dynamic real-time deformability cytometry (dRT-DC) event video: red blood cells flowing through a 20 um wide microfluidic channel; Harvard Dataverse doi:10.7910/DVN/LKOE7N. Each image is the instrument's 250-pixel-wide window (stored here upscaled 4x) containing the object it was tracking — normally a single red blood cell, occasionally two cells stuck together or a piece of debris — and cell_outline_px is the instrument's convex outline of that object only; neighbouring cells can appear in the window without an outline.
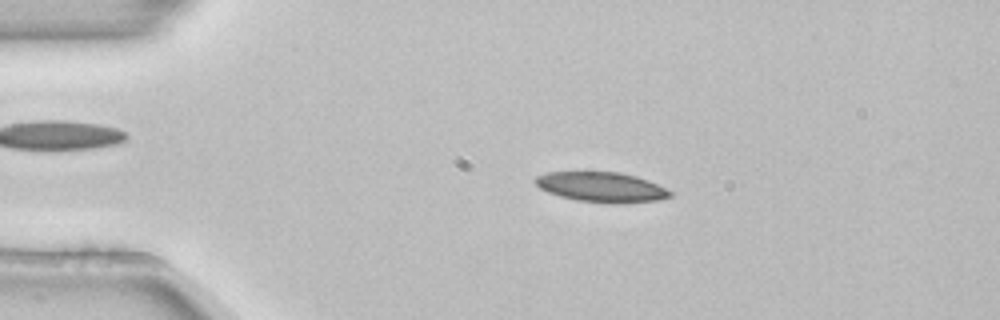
{"species": "common noctule bat (a hibernating species)", "species_latin": "Nyctalus noctula", "temperature_condition": "room temperature", "stored_images_in_passage": 3, "camera_frame_rate_fps": 3000, "um_per_image_px": 0.085, "animal": {"sex": "female", "body_mass_g": 22.7, "forearm_length_mm": 54.2}, "frame": {"image": 1, "passage_image": 2, "time_ms": 0.333, "image_size_px": [1000, 320], "cell_outline_px": [[672, 196], [656, 200], [624, 204], [608, 204], [576, 200], [560, 196], [548, 192], [540, 188], [532, 180], [536, 176], [548, 172], [620, 172], [636, 176], [648, 180], [672, 192]], "centroid_in_image_um": [51.11, 15.91], "position_along_channel_um": 33.9, "area_um2": 23.7}}
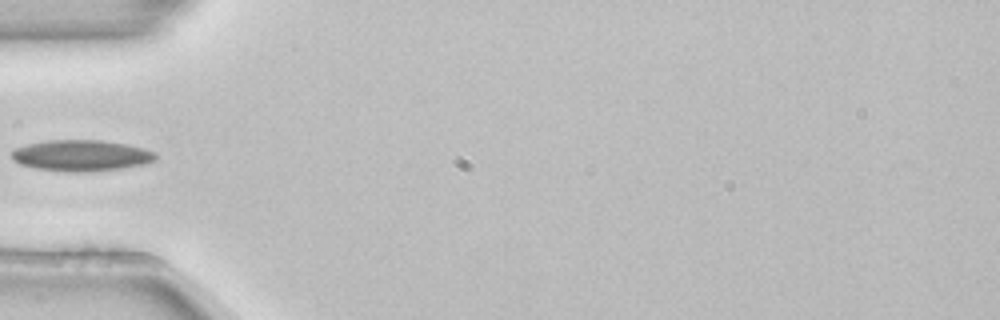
{"frame": {"image": 2, "passage_image": 3, "time_ms": 0.667, "image_size_px": [1000, 320], "cell_outline_px": [[156, 160], [144, 164], [124, 168], [36, 168], [20, 164], [12, 160], [12, 152], [16, 148], [28, 144], [48, 140], [100, 140], [124, 144], [144, 148], [156, 152]], "centroid_in_image_um": [6.94, 13.15], "position_along_channel_um": 78.1, "area_um2": 24.57}}